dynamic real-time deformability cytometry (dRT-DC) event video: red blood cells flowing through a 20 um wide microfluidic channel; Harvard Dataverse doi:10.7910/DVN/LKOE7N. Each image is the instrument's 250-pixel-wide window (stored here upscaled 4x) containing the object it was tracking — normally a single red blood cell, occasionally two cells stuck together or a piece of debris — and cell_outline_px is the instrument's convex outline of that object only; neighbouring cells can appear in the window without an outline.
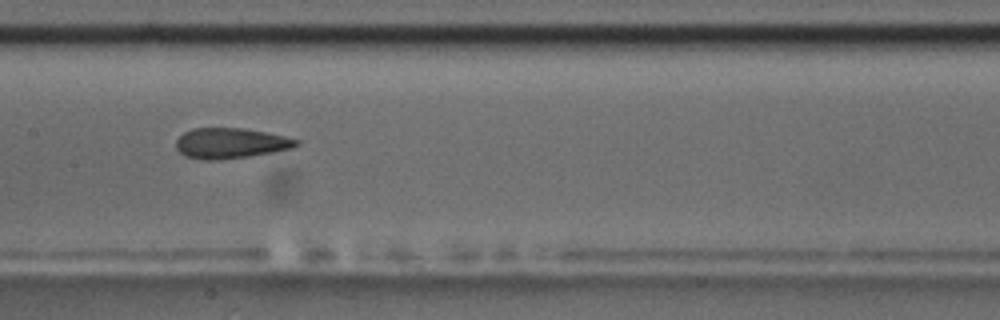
{"species": "common noctule bat (a hibernating species)", "species_latin": "Nyctalus noctula", "temperature_condition": "room temperature", "stored_images_in_passage": 11, "camera_frame_rate_fps": 3000, "um_per_image_px": 0.085, "animal": {"sex": "male", "body_mass_g": 17.5, "forearm_length_mm": 52.3}, "frame": {"image": 1, "passage_image": 8, "time_ms": 8.667, "image_size_px": [1000, 320], "cell_outline_px": [[300, 144], [292, 148], [272, 152], [248, 156], [220, 160], [200, 160], [184, 156], [176, 148], [176, 140], [184, 132], [192, 128], [244, 128], [284, 136], [300, 140]], "centroid_in_image_um": [19.57, 12.18], "position_along_channel_um": 187.8, "area_um2": 21.39}}